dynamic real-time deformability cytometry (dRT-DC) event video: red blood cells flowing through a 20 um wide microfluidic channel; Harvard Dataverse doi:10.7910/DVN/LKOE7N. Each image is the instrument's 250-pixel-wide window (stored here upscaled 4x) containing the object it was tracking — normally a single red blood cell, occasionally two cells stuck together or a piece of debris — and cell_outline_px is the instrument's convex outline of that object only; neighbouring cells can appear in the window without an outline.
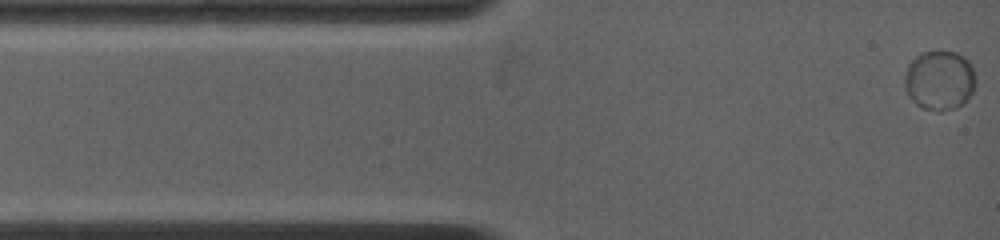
{"species": "common noctule bat (a hibernating species)", "species_latin": "Nyctalus noctula", "temperature_condition": "warm", "stored_images_in_passage": 40, "camera_frame_rate_fps": 4500, "um_per_image_px": 0.085, "animal": {"sex": "female", "body_mass_g": 19.0, "forearm_length_mm": 53.3}, "frame": {"image": 1, "passage_image": 1, "time_ms": 0.0, "image_size_px": [1000, 240], "cell_outline_px": [[976, 84], [972, 92], [964, 104], [956, 108], [940, 112], [920, 108], [908, 96], [904, 88], [904, 76], [908, 64], [916, 56], [924, 52], [956, 52], [964, 56], [968, 60], [972, 68], [976, 80]], "centroid_in_image_um": [79.85, 6.86], "position_along_channel_um": 5.2, "area_um2": 25.03}}
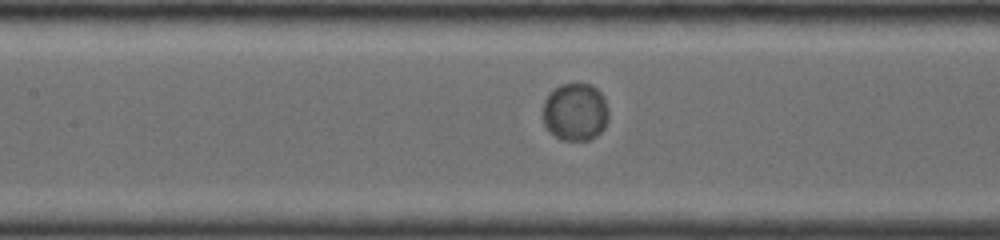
{"frame": {"image": 2, "passage_image": 24, "time_ms": 5.556, "image_size_px": [1000, 240], "cell_outline_px": [[608, 120], [604, 128], [596, 136], [588, 140], [564, 140], [556, 136], [544, 124], [544, 100], [548, 92], [560, 84], [592, 84], [604, 96], [608, 108]], "centroid_in_image_um": [48.92, 9.49], "position_along_channel_um": 158.5, "area_um2": 22.14}}
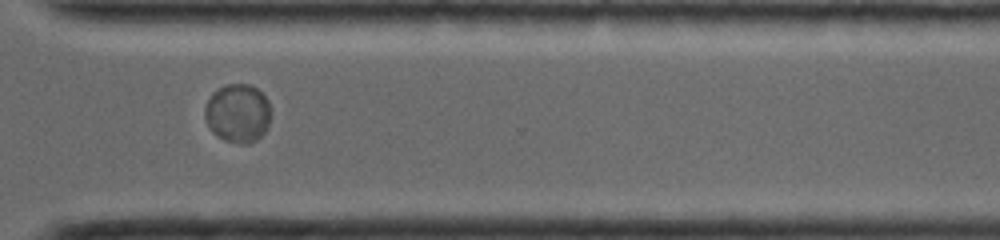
{"frame": {"image": 3, "passage_image": 39, "time_ms": 10.667, "image_size_px": [1000, 240], "cell_outline_px": [[268, 124], [264, 132], [256, 140], [248, 144], [240, 144], [224, 140], [212, 132], [204, 116], [204, 108], [212, 92], [224, 84], [248, 84], [256, 88], [268, 100]], "centroid_in_image_um": [20.17, 9.62], "position_along_channel_um": 350.4, "area_um2": 22.37}}